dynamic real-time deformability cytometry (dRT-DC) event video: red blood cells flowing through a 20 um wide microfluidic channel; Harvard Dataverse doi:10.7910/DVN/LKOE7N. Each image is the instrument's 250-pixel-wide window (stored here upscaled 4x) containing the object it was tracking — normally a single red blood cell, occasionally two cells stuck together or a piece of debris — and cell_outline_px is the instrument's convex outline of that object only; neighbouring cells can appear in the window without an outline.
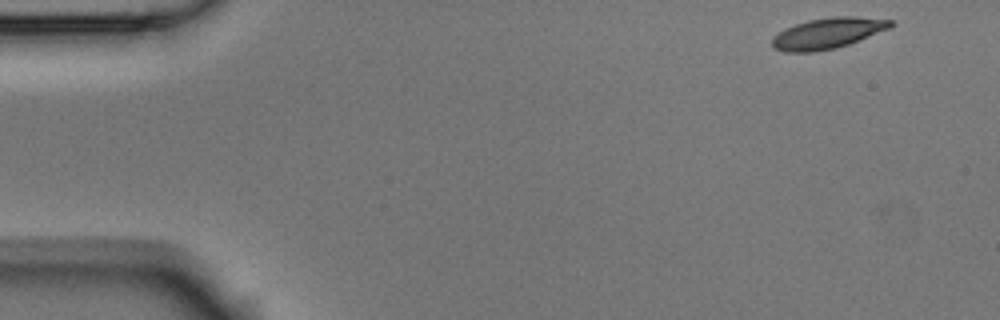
{"species": "Egyptian fruit bat (a non-hibernating species)", "species_latin": "Rousettus aegyptiacus", "temperature_condition": "room temperature", "stored_images_in_passage": 6, "camera_frame_rate_fps": 3000, "um_per_image_px": 0.085, "animal": {"sex": "male"}, "frame": {"image": 1, "passage_image": 1, "time_ms": 0.0, "image_size_px": [1000, 320], "cell_outline_px": [[892, 24], [888, 28], [848, 44], [836, 48], [812, 52], [788, 52], [772, 48], [772, 36], [784, 28], [808, 20], [832, 16], [856, 16], [892, 20]], "centroid_in_image_um": [70.28, 2.82], "position_along_channel_um": 14.7, "area_um2": 21.1}}
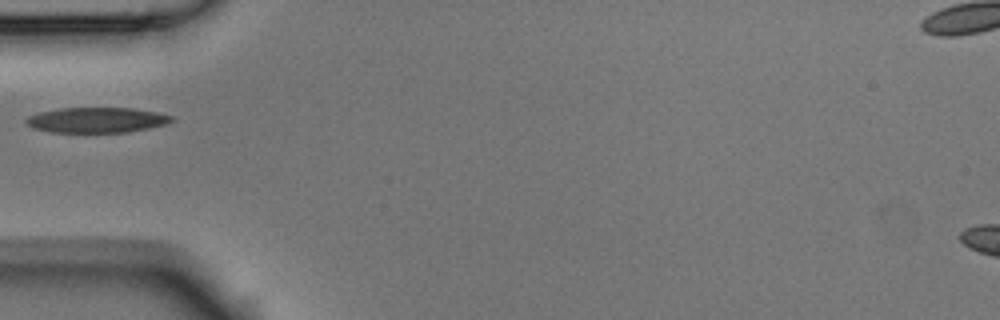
{"frame": {"image": 2, "passage_image": 5, "time_ms": 1.333, "image_size_px": [1000, 320], "cell_outline_px": [[176, 120], [168, 124], [128, 132], [52, 132], [32, 128], [24, 120], [28, 116], [40, 112], [60, 108], [136, 108], [156, 112], [172, 116]], "centroid_in_image_um": [8.25, 10.2], "position_along_channel_um": 76.7, "area_um2": 21.5}}
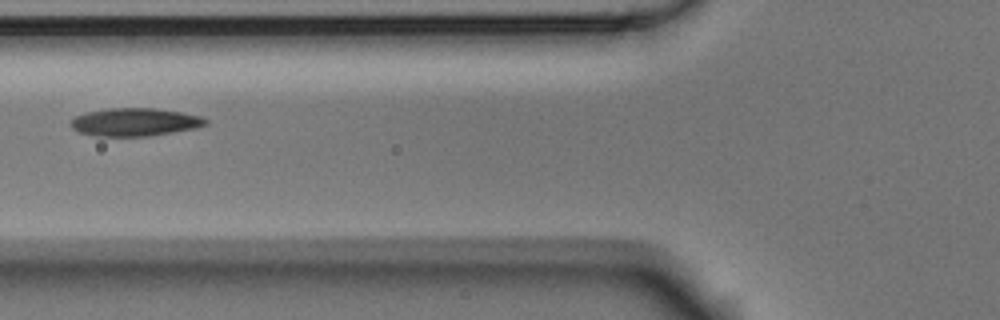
{"frame": {"image": 3, "passage_image": 6, "time_ms": 1.667, "image_size_px": [1000, 320], "cell_outline_px": [[208, 124], [196, 128], [148, 136], [96, 136], [80, 132], [72, 128], [72, 120], [76, 116], [88, 112], [108, 108], [156, 108], [180, 112], [200, 116], [208, 120]], "centroid_in_image_um": [11.49, 10.37], "position_along_channel_um": 114.3, "area_um2": 21.79}}